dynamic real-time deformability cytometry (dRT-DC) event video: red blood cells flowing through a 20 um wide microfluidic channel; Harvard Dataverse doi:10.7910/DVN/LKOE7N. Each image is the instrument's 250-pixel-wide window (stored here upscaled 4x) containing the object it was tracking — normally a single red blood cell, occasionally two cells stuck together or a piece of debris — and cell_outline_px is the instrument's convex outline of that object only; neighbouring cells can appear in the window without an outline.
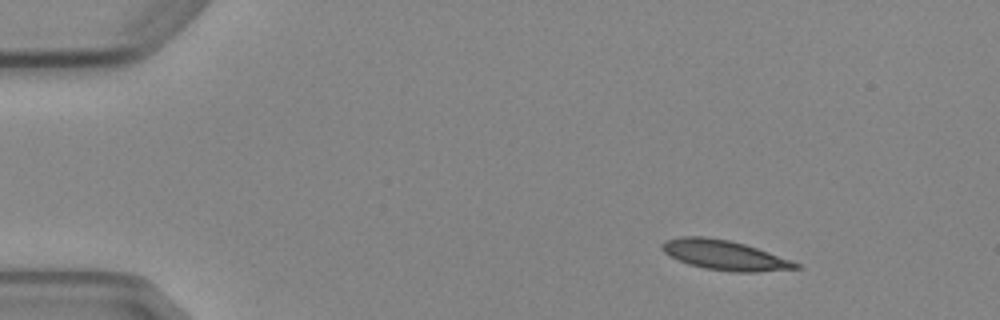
{"species": "Egyptian fruit bat (a non-hibernating species)", "species_latin": "Rousettus aegyptiacus", "temperature_condition": "cold", "stored_images_in_passage": 6, "camera_frame_rate_fps": 3000, "um_per_image_px": 0.085, "animal": {"sex": "female"}, "frame": {"image": 1, "passage_image": 1, "time_ms": 0.0, "image_size_px": [1000, 320], "cell_outline_px": [[804, 268], [756, 272], [732, 272], [704, 268], [688, 264], [664, 252], [660, 248], [660, 244], [664, 240], [680, 236], [704, 236], [728, 240], [744, 244], [792, 260], [800, 264]], "centroid_in_image_um": [61.59, 21.68], "position_along_channel_um": 23.4, "area_um2": 23.24}}
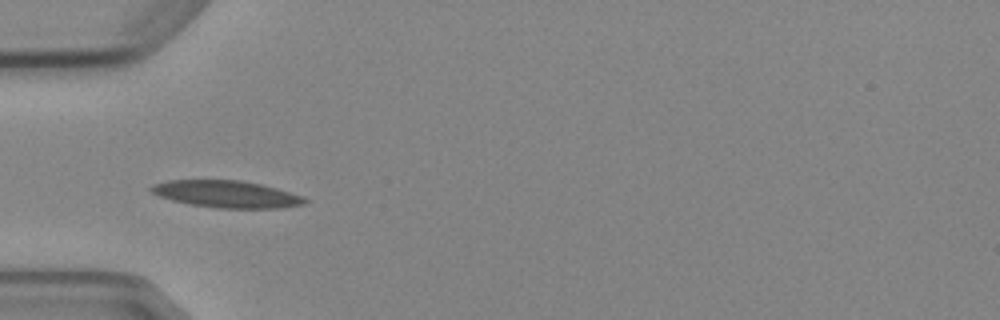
{"frame": {"image": 2, "passage_image": 4, "time_ms": 3.333, "image_size_px": [1000, 320], "cell_outline_px": [[308, 200], [304, 204], [280, 208], [216, 208], [188, 204], [172, 200], [160, 196], [152, 192], [148, 188], [152, 184], [168, 180], [240, 180], [260, 184], [276, 188], [304, 196]], "centroid_in_image_um": [19.25, 16.5], "position_along_channel_um": 65.8, "area_um2": 24.22}}
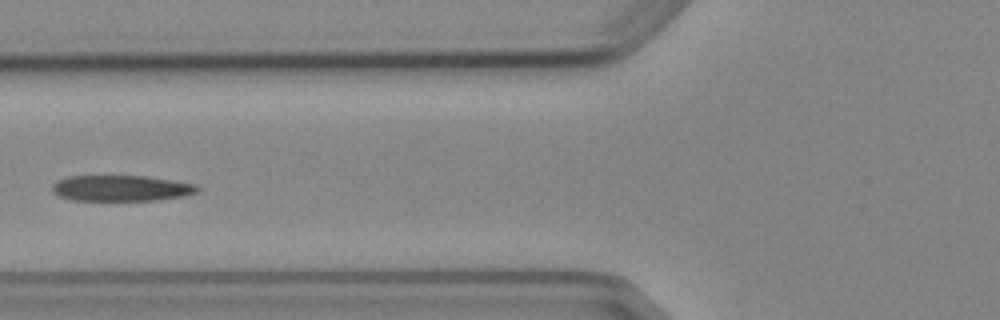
{"frame": {"image": 3, "passage_image": 5, "time_ms": 4.667, "image_size_px": [1000, 320], "cell_outline_px": [[200, 188], [196, 192], [184, 196], [156, 200], [72, 200], [60, 196], [52, 192], [52, 184], [56, 180], [68, 176], [144, 176], [172, 180], [196, 184]], "centroid_in_image_um": [10.27, 15.99], "position_along_channel_um": 115.5, "area_um2": 21.85}}